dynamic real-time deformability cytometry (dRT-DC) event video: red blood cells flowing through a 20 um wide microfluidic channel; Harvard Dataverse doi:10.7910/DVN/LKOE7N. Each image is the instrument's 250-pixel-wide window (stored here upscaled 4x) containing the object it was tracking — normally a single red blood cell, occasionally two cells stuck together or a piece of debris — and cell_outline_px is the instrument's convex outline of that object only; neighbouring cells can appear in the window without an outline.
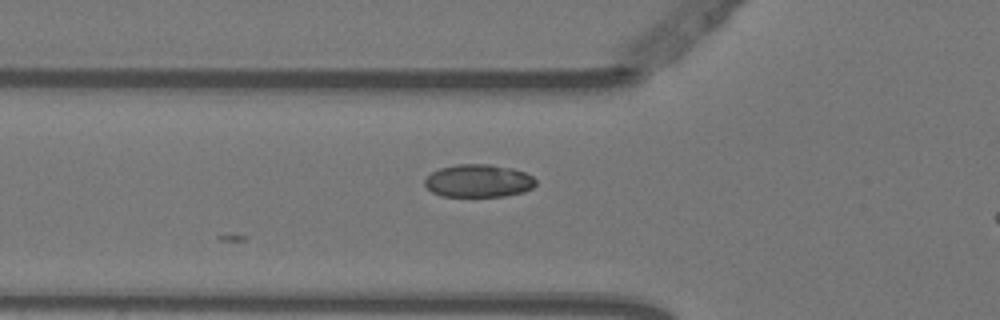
{"species": "Egyptian fruit bat (a non-hibernating species)", "species_latin": "Rousettus aegyptiacus", "temperature_condition": "warm", "stored_images_in_passage": 4, "segment_of_instrument_passage": [1, 2], "camera_frame_rate_fps": 3000, "um_per_image_px": 0.085, "animal": {"sex": "female"}, "frame": {"image": 1, "passage_image": 3, "time_ms": 0.667, "image_size_px": [1000, 320], "cell_outline_px": [[536, 184], [532, 188], [524, 192], [504, 196], [440, 196], [432, 192], [424, 184], [424, 180], [432, 172], [440, 168], [456, 164], [492, 164], [512, 168], [524, 172], [532, 176], [536, 180]], "centroid_in_image_um": [40.68, 15.37], "position_along_channel_um": 85.1, "area_um2": 21.33}}